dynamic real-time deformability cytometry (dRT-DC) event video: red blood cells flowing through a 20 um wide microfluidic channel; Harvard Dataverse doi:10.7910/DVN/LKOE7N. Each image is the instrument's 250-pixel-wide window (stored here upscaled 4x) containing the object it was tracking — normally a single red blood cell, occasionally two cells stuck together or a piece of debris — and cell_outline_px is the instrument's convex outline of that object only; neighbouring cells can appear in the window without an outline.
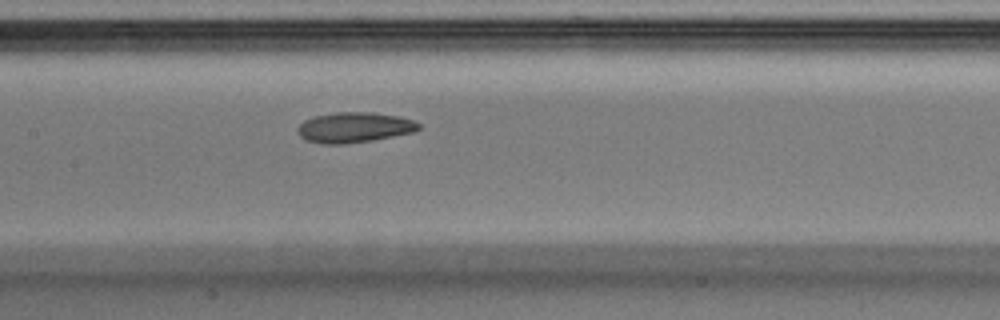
{"species": "Egyptian fruit bat (a non-hibernating species)", "species_latin": "Rousettus aegyptiacus", "temperature_condition": "warm", "stored_images_in_passage": 12, "camera_frame_rate_fps": 3000, "um_per_image_px": 0.085, "animal": {"sex": "male"}, "frame": {"image": 1, "passage_image": 7, "time_ms": 2.0, "image_size_px": [1000, 320], "cell_outline_px": [[420, 128], [416, 132], [372, 140], [344, 144], [320, 144], [304, 140], [296, 132], [296, 128], [304, 120], [316, 116], [336, 112], [372, 112], [400, 116], [412, 120], [420, 124]], "centroid_in_image_um": [30.1, 10.84], "position_along_channel_um": 177.3, "area_um2": 21.62}}
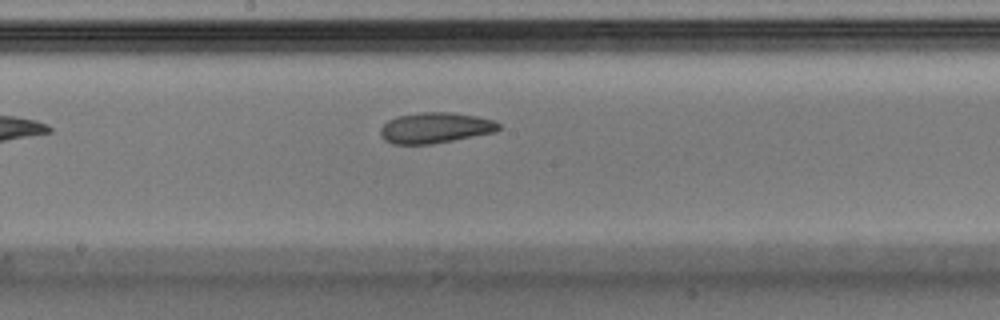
{"frame": {"image": 2, "passage_image": 9, "time_ms": 2.667, "image_size_px": [1000, 320], "cell_outline_px": [[500, 128], [496, 132], [432, 144], [392, 144], [384, 140], [380, 136], [380, 128], [388, 120], [396, 116], [420, 112], [452, 112], [476, 116], [492, 120], [500, 124]], "centroid_in_image_um": [36.97, 10.86], "position_along_channel_um": 211.2, "area_um2": 21.27}}